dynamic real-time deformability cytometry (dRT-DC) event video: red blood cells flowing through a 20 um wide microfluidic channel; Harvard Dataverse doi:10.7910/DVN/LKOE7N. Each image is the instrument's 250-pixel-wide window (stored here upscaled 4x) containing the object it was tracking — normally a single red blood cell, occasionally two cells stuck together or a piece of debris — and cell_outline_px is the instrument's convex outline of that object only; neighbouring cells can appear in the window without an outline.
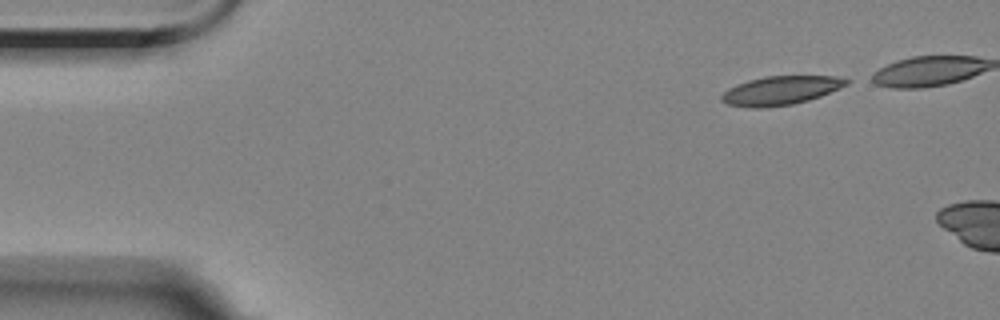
{"species": "Egyptian fruit bat (a non-hibernating species)", "species_latin": "Rousettus aegyptiacus", "temperature_condition": "room temperature", "stored_images_in_passage": 2, "camera_frame_rate_fps": 3000, "um_per_image_px": 0.085, "animal": {"sex": "female"}, "frame": {"image": 1, "passage_image": 1, "time_ms": 0.0, "image_size_px": [1000, 320], "cell_outline_px": [[852, 80], [848, 84], [840, 88], [820, 96], [808, 100], [792, 104], [764, 108], [748, 108], [728, 104], [720, 100], [720, 96], [728, 88], [736, 84], [748, 80], [764, 76], [836, 76]], "centroid_in_image_um": [66.34, 7.69], "position_along_channel_um": 18.7, "area_um2": 21.1}}